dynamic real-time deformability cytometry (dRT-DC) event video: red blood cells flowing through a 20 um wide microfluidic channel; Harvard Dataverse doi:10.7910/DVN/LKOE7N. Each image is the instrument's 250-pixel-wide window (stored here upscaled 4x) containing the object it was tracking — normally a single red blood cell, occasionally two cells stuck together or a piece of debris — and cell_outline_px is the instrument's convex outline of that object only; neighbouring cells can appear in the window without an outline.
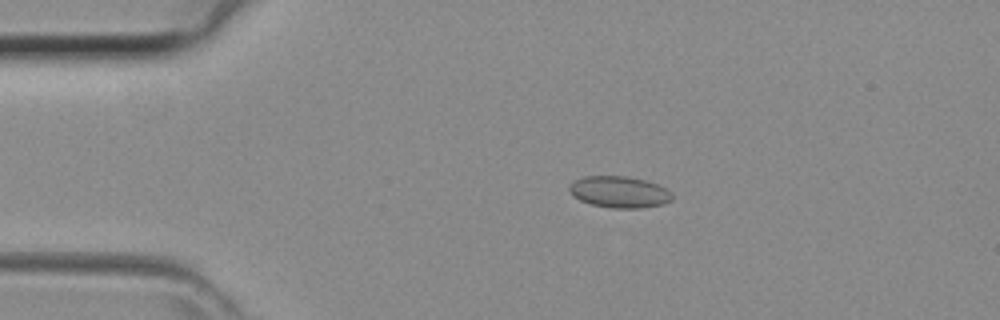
{"species": "common noctule bat (a hibernating species)", "species_latin": "Nyctalus noctula", "temperature_condition": "room temperature", "stored_images_in_passage": 44, "camera_frame_rate_fps": 3000, "um_per_image_px": 0.085, "animal": {"sex": "female", "body_mass_g": 29.2, "forearm_length_mm": 56.3}, "frame": {"image": 1, "passage_image": 9, "time_ms": 2.667, "image_size_px": [1000, 320], "cell_outline_px": [[672, 200], [660, 204], [640, 208], [612, 208], [592, 204], [580, 200], [568, 192], [568, 188], [576, 180], [584, 176], [624, 176], [644, 180], [656, 184], [672, 192]], "centroid_in_image_um": [52.62, 16.32], "position_along_channel_um": 32.4, "area_um2": 18.61}}
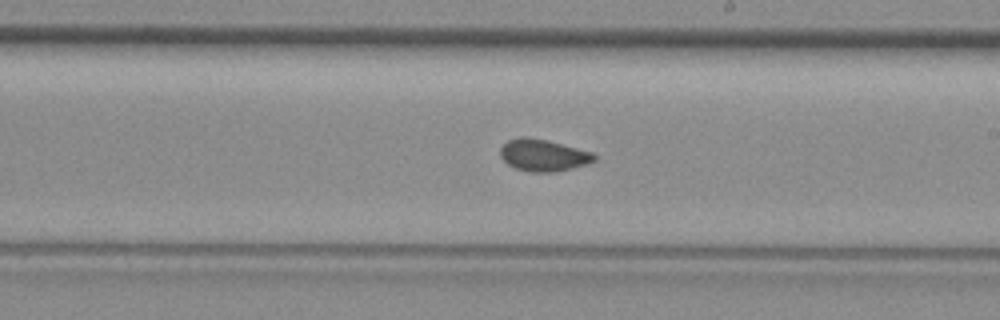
{"frame": {"image": 2, "passage_image": 25, "time_ms": 8.0, "image_size_px": [1000, 320], "cell_outline_px": [[596, 160], [588, 164], [556, 172], [532, 172], [516, 168], [508, 164], [500, 156], [500, 148], [508, 140], [524, 136], [548, 140], [592, 152], [596, 156]], "centroid_in_image_um": [46.19, 13.19], "position_along_channel_um": 242.8, "area_um2": 17.46}}
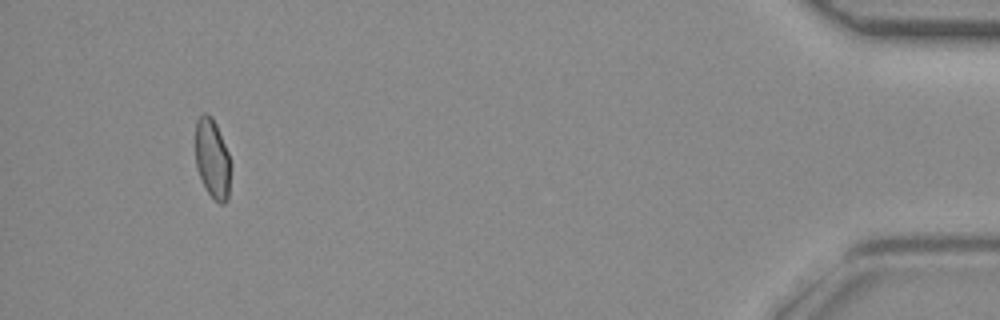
{"frame": {"image": 3, "passage_image": 41, "time_ms": 13.333, "image_size_px": [1000, 320], "cell_outline_px": [[228, 196], [224, 204], [220, 204], [208, 192], [196, 168], [196, 120], [204, 112], [212, 116], [216, 124], [228, 152]], "centroid_in_image_um": [18.01, 13.43], "position_along_channel_um": 417.2, "area_um2": 15.72}}